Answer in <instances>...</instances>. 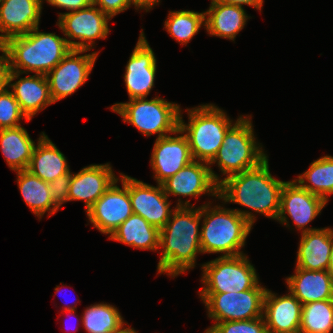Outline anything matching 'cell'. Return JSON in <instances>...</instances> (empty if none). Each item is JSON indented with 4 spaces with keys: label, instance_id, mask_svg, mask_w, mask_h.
I'll use <instances>...</instances> for the list:
<instances>
[{
    "label": "cell",
    "instance_id": "6da1fadb",
    "mask_svg": "<svg viewBox=\"0 0 333 333\" xmlns=\"http://www.w3.org/2000/svg\"><path fill=\"white\" fill-rule=\"evenodd\" d=\"M189 202L184 204L178 199L170 219L160 229L159 247L163 249L157 265L160 274L175 277L184 273L195 267L197 253H202L199 231L202 206L194 209Z\"/></svg>",
    "mask_w": 333,
    "mask_h": 333
},
{
    "label": "cell",
    "instance_id": "7a4b0ae2",
    "mask_svg": "<svg viewBox=\"0 0 333 333\" xmlns=\"http://www.w3.org/2000/svg\"><path fill=\"white\" fill-rule=\"evenodd\" d=\"M284 184L271 175L267 157L255 168L223 178L218 198L277 220Z\"/></svg>",
    "mask_w": 333,
    "mask_h": 333
},
{
    "label": "cell",
    "instance_id": "3957f363",
    "mask_svg": "<svg viewBox=\"0 0 333 333\" xmlns=\"http://www.w3.org/2000/svg\"><path fill=\"white\" fill-rule=\"evenodd\" d=\"M2 45L10 71L19 74L35 72L47 75L71 50L66 38L40 32L39 26L26 34L6 39Z\"/></svg>",
    "mask_w": 333,
    "mask_h": 333
},
{
    "label": "cell",
    "instance_id": "277c9868",
    "mask_svg": "<svg viewBox=\"0 0 333 333\" xmlns=\"http://www.w3.org/2000/svg\"><path fill=\"white\" fill-rule=\"evenodd\" d=\"M209 205H202L201 252L224 253L222 257L242 255L240 250L256 217L249 211Z\"/></svg>",
    "mask_w": 333,
    "mask_h": 333
},
{
    "label": "cell",
    "instance_id": "5b68a950",
    "mask_svg": "<svg viewBox=\"0 0 333 333\" xmlns=\"http://www.w3.org/2000/svg\"><path fill=\"white\" fill-rule=\"evenodd\" d=\"M189 123L180 112L179 130L188 139L193 160L210 163L222 146L227 130L233 125L227 114L213 104L186 109Z\"/></svg>",
    "mask_w": 333,
    "mask_h": 333
},
{
    "label": "cell",
    "instance_id": "8992f818",
    "mask_svg": "<svg viewBox=\"0 0 333 333\" xmlns=\"http://www.w3.org/2000/svg\"><path fill=\"white\" fill-rule=\"evenodd\" d=\"M250 118L240 116L237 119L227 130L222 146L209 163L217 162L226 177L255 168L268 157L256 143Z\"/></svg>",
    "mask_w": 333,
    "mask_h": 333
},
{
    "label": "cell",
    "instance_id": "52a82bcc",
    "mask_svg": "<svg viewBox=\"0 0 333 333\" xmlns=\"http://www.w3.org/2000/svg\"><path fill=\"white\" fill-rule=\"evenodd\" d=\"M111 110L146 136L158 133L157 138H161L179 130L180 106L160 97L130 99L126 103H115Z\"/></svg>",
    "mask_w": 333,
    "mask_h": 333
},
{
    "label": "cell",
    "instance_id": "ba28073f",
    "mask_svg": "<svg viewBox=\"0 0 333 333\" xmlns=\"http://www.w3.org/2000/svg\"><path fill=\"white\" fill-rule=\"evenodd\" d=\"M200 293L242 292L252 289L259 281L247 255L218 257L202 265Z\"/></svg>",
    "mask_w": 333,
    "mask_h": 333
},
{
    "label": "cell",
    "instance_id": "9c48e42d",
    "mask_svg": "<svg viewBox=\"0 0 333 333\" xmlns=\"http://www.w3.org/2000/svg\"><path fill=\"white\" fill-rule=\"evenodd\" d=\"M258 282L252 289L242 292L199 293L208 317L217 321L249 320L263 317L266 288Z\"/></svg>",
    "mask_w": 333,
    "mask_h": 333
},
{
    "label": "cell",
    "instance_id": "30bf717a",
    "mask_svg": "<svg viewBox=\"0 0 333 333\" xmlns=\"http://www.w3.org/2000/svg\"><path fill=\"white\" fill-rule=\"evenodd\" d=\"M110 19L106 13L92 4L77 11L60 13L57 25L69 39L80 40L77 42L66 39L71 49L89 51L95 44V39L107 37Z\"/></svg>",
    "mask_w": 333,
    "mask_h": 333
},
{
    "label": "cell",
    "instance_id": "8fae6325",
    "mask_svg": "<svg viewBox=\"0 0 333 333\" xmlns=\"http://www.w3.org/2000/svg\"><path fill=\"white\" fill-rule=\"evenodd\" d=\"M84 52L71 49L46 75L54 103L72 95L88 79L99 52L78 56Z\"/></svg>",
    "mask_w": 333,
    "mask_h": 333
},
{
    "label": "cell",
    "instance_id": "7c38bea8",
    "mask_svg": "<svg viewBox=\"0 0 333 333\" xmlns=\"http://www.w3.org/2000/svg\"><path fill=\"white\" fill-rule=\"evenodd\" d=\"M120 175L121 182L128 187L133 213L159 230L162 229L174 211L170 208L171 203L162 185L154 187L122 173Z\"/></svg>",
    "mask_w": 333,
    "mask_h": 333
},
{
    "label": "cell",
    "instance_id": "4fadbf2b",
    "mask_svg": "<svg viewBox=\"0 0 333 333\" xmlns=\"http://www.w3.org/2000/svg\"><path fill=\"white\" fill-rule=\"evenodd\" d=\"M327 202L302 188L295 180L285 182L281 191L280 211L277 220L288 225L286 213L302 233L316 230L306 227L321 213Z\"/></svg>",
    "mask_w": 333,
    "mask_h": 333
},
{
    "label": "cell",
    "instance_id": "5bb4252c",
    "mask_svg": "<svg viewBox=\"0 0 333 333\" xmlns=\"http://www.w3.org/2000/svg\"><path fill=\"white\" fill-rule=\"evenodd\" d=\"M115 181L109 189L86 212L90 223L103 234L111 235L133 214L128 187L122 189Z\"/></svg>",
    "mask_w": 333,
    "mask_h": 333
},
{
    "label": "cell",
    "instance_id": "9a60e30c",
    "mask_svg": "<svg viewBox=\"0 0 333 333\" xmlns=\"http://www.w3.org/2000/svg\"><path fill=\"white\" fill-rule=\"evenodd\" d=\"M221 179L216 175L208 163L193 160L175 175L161 183L164 193L174 196H191L197 198L201 194H212L218 197Z\"/></svg>",
    "mask_w": 333,
    "mask_h": 333
},
{
    "label": "cell",
    "instance_id": "2e32d148",
    "mask_svg": "<svg viewBox=\"0 0 333 333\" xmlns=\"http://www.w3.org/2000/svg\"><path fill=\"white\" fill-rule=\"evenodd\" d=\"M126 65L124 81L130 99L146 98L154 86L156 58L143 31Z\"/></svg>",
    "mask_w": 333,
    "mask_h": 333
},
{
    "label": "cell",
    "instance_id": "e0dca14e",
    "mask_svg": "<svg viewBox=\"0 0 333 333\" xmlns=\"http://www.w3.org/2000/svg\"><path fill=\"white\" fill-rule=\"evenodd\" d=\"M177 134L181 135H168L155 141L150 161L158 184L193 161L187 137L180 130Z\"/></svg>",
    "mask_w": 333,
    "mask_h": 333
},
{
    "label": "cell",
    "instance_id": "ac0fdd59",
    "mask_svg": "<svg viewBox=\"0 0 333 333\" xmlns=\"http://www.w3.org/2000/svg\"><path fill=\"white\" fill-rule=\"evenodd\" d=\"M117 180L109 163L91 164L77 174L71 173L68 201L83 200L87 212Z\"/></svg>",
    "mask_w": 333,
    "mask_h": 333
},
{
    "label": "cell",
    "instance_id": "d6986e66",
    "mask_svg": "<svg viewBox=\"0 0 333 333\" xmlns=\"http://www.w3.org/2000/svg\"><path fill=\"white\" fill-rule=\"evenodd\" d=\"M302 306L291 292L277 297L267 289L263 302V318L267 332L299 333Z\"/></svg>",
    "mask_w": 333,
    "mask_h": 333
},
{
    "label": "cell",
    "instance_id": "ffe728a7",
    "mask_svg": "<svg viewBox=\"0 0 333 333\" xmlns=\"http://www.w3.org/2000/svg\"><path fill=\"white\" fill-rule=\"evenodd\" d=\"M42 3L43 0H2L0 2V44L10 37L26 34L37 27Z\"/></svg>",
    "mask_w": 333,
    "mask_h": 333
},
{
    "label": "cell",
    "instance_id": "44dd1931",
    "mask_svg": "<svg viewBox=\"0 0 333 333\" xmlns=\"http://www.w3.org/2000/svg\"><path fill=\"white\" fill-rule=\"evenodd\" d=\"M19 76L18 72L10 71L8 87H12L11 92L19 103L21 111L31 120L38 111L54 103L50 95L49 82L46 75L35 74L11 83Z\"/></svg>",
    "mask_w": 333,
    "mask_h": 333
},
{
    "label": "cell",
    "instance_id": "7402d4cb",
    "mask_svg": "<svg viewBox=\"0 0 333 333\" xmlns=\"http://www.w3.org/2000/svg\"><path fill=\"white\" fill-rule=\"evenodd\" d=\"M333 243V229L321 228L302 233L296 267L310 271L326 270Z\"/></svg>",
    "mask_w": 333,
    "mask_h": 333
},
{
    "label": "cell",
    "instance_id": "603a6c76",
    "mask_svg": "<svg viewBox=\"0 0 333 333\" xmlns=\"http://www.w3.org/2000/svg\"><path fill=\"white\" fill-rule=\"evenodd\" d=\"M285 280L290 292L302 305L333 299V281L326 270L310 271L296 267L295 274Z\"/></svg>",
    "mask_w": 333,
    "mask_h": 333
},
{
    "label": "cell",
    "instance_id": "cb8c5ba5",
    "mask_svg": "<svg viewBox=\"0 0 333 333\" xmlns=\"http://www.w3.org/2000/svg\"><path fill=\"white\" fill-rule=\"evenodd\" d=\"M27 170L48 183L70 172L66 157L44 132L34 148Z\"/></svg>",
    "mask_w": 333,
    "mask_h": 333
},
{
    "label": "cell",
    "instance_id": "d4e9b609",
    "mask_svg": "<svg viewBox=\"0 0 333 333\" xmlns=\"http://www.w3.org/2000/svg\"><path fill=\"white\" fill-rule=\"evenodd\" d=\"M205 27L209 35L233 40L244 28L247 19L245 10L241 6L211 3L205 11Z\"/></svg>",
    "mask_w": 333,
    "mask_h": 333
},
{
    "label": "cell",
    "instance_id": "484cf974",
    "mask_svg": "<svg viewBox=\"0 0 333 333\" xmlns=\"http://www.w3.org/2000/svg\"><path fill=\"white\" fill-rule=\"evenodd\" d=\"M160 230L137 214L129 216L109 236L110 240L121 242L133 248L158 250Z\"/></svg>",
    "mask_w": 333,
    "mask_h": 333
},
{
    "label": "cell",
    "instance_id": "4316f807",
    "mask_svg": "<svg viewBox=\"0 0 333 333\" xmlns=\"http://www.w3.org/2000/svg\"><path fill=\"white\" fill-rule=\"evenodd\" d=\"M0 146L11 170L28 169L36 145L25 128L20 125L0 129Z\"/></svg>",
    "mask_w": 333,
    "mask_h": 333
},
{
    "label": "cell",
    "instance_id": "83f0119b",
    "mask_svg": "<svg viewBox=\"0 0 333 333\" xmlns=\"http://www.w3.org/2000/svg\"><path fill=\"white\" fill-rule=\"evenodd\" d=\"M16 172L22 198L37 217L41 219L47 211L50 215L58 211L59 207L52 201L48 182L33 175L27 169Z\"/></svg>",
    "mask_w": 333,
    "mask_h": 333
},
{
    "label": "cell",
    "instance_id": "f1b7e54d",
    "mask_svg": "<svg viewBox=\"0 0 333 333\" xmlns=\"http://www.w3.org/2000/svg\"><path fill=\"white\" fill-rule=\"evenodd\" d=\"M305 180L308 181L306 184ZM295 181L305 190L328 202V196L333 194V157L326 155L313 161L309 169Z\"/></svg>",
    "mask_w": 333,
    "mask_h": 333
},
{
    "label": "cell",
    "instance_id": "f546056e",
    "mask_svg": "<svg viewBox=\"0 0 333 333\" xmlns=\"http://www.w3.org/2000/svg\"><path fill=\"white\" fill-rule=\"evenodd\" d=\"M125 323L117 308L107 303L87 307L82 316L87 333H113Z\"/></svg>",
    "mask_w": 333,
    "mask_h": 333
},
{
    "label": "cell",
    "instance_id": "4dcf8cb0",
    "mask_svg": "<svg viewBox=\"0 0 333 333\" xmlns=\"http://www.w3.org/2000/svg\"><path fill=\"white\" fill-rule=\"evenodd\" d=\"M333 299L315 301L302 306L299 333H331Z\"/></svg>",
    "mask_w": 333,
    "mask_h": 333
},
{
    "label": "cell",
    "instance_id": "1f68e13d",
    "mask_svg": "<svg viewBox=\"0 0 333 333\" xmlns=\"http://www.w3.org/2000/svg\"><path fill=\"white\" fill-rule=\"evenodd\" d=\"M205 18V12L170 11L164 27L171 37L182 45H186L198 33L201 26H205Z\"/></svg>",
    "mask_w": 333,
    "mask_h": 333
},
{
    "label": "cell",
    "instance_id": "d6a6232c",
    "mask_svg": "<svg viewBox=\"0 0 333 333\" xmlns=\"http://www.w3.org/2000/svg\"><path fill=\"white\" fill-rule=\"evenodd\" d=\"M8 89L0 93V129L20 126L19 121L22 118L30 121L21 111L13 93Z\"/></svg>",
    "mask_w": 333,
    "mask_h": 333
},
{
    "label": "cell",
    "instance_id": "836d02e7",
    "mask_svg": "<svg viewBox=\"0 0 333 333\" xmlns=\"http://www.w3.org/2000/svg\"><path fill=\"white\" fill-rule=\"evenodd\" d=\"M205 333H268L263 317L214 323Z\"/></svg>",
    "mask_w": 333,
    "mask_h": 333
},
{
    "label": "cell",
    "instance_id": "e575fe53",
    "mask_svg": "<svg viewBox=\"0 0 333 333\" xmlns=\"http://www.w3.org/2000/svg\"><path fill=\"white\" fill-rule=\"evenodd\" d=\"M71 180V172L58 177L49 182V190L51 192L52 201L60 208V206L68 201V191Z\"/></svg>",
    "mask_w": 333,
    "mask_h": 333
},
{
    "label": "cell",
    "instance_id": "d590c367",
    "mask_svg": "<svg viewBox=\"0 0 333 333\" xmlns=\"http://www.w3.org/2000/svg\"><path fill=\"white\" fill-rule=\"evenodd\" d=\"M131 4L135 6V9L140 8L134 0H93V5H98L99 9L110 18L125 11Z\"/></svg>",
    "mask_w": 333,
    "mask_h": 333
},
{
    "label": "cell",
    "instance_id": "8d00e7d4",
    "mask_svg": "<svg viewBox=\"0 0 333 333\" xmlns=\"http://www.w3.org/2000/svg\"><path fill=\"white\" fill-rule=\"evenodd\" d=\"M50 5L64 8L69 11H77L93 4V0H46Z\"/></svg>",
    "mask_w": 333,
    "mask_h": 333
},
{
    "label": "cell",
    "instance_id": "74e56055",
    "mask_svg": "<svg viewBox=\"0 0 333 333\" xmlns=\"http://www.w3.org/2000/svg\"><path fill=\"white\" fill-rule=\"evenodd\" d=\"M0 52H3L2 56H0V93H2L8 88L10 66L7 53L2 44H0Z\"/></svg>",
    "mask_w": 333,
    "mask_h": 333
},
{
    "label": "cell",
    "instance_id": "f35d334b",
    "mask_svg": "<svg viewBox=\"0 0 333 333\" xmlns=\"http://www.w3.org/2000/svg\"><path fill=\"white\" fill-rule=\"evenodd\" d=\"M211 3L230 4L241 7H243V4H246L260 10L262 9L263 0H211Z\"/></svg>",
    "mask_w": 333,
    "mask_h": 333
},
{
    "label": "cell",
    "instance_id": "ab89813d",
    "mask_svg": "<svg viewBox=\"0 0 333 333\" xmlns=\"http://www.w3.org/2000/svg\"><path fill=\"white\" fill-rule=\"evenodd\" d=\"M140 9L149 11L154 5L159 4L160 0H134Z\"/></svg>",
    "mask_w": 333,
    "mask_h": 333
},
{
    "label": "cell",
    "instance_id": "60d3db41",
    "mask_svg": "<svg viewBox=\"0 0 333 333\" xmlns=\"http://www.w3.org/2000/svg\"><path fill=\"white\" fill-rule=\"evenodd\" d=\"M326 272L331 277V279L333 281V243H332L330 257H329V264H328V267L326 269Z\"/></svg>",
    "mask_w": 333,
    "mask_h": 333
},
{
    "label": "cell",
    "instance_id": "b9f144b4",
    "mask_svg": "<svg viewBox=\"0 0 333 333\" xmlns=\"http://www.w3.org/2000/svg\"><path fill=\"white\" fill-rule=\"evenodd\" d=\"M123 327L124 326H122L118 331L113 332V333H138L136 330H134L131 327H125V328H123Z\"/></svg>",
    "mask_w": 333,
    "mask_h": 333
},
{
    "label": "cell",
    "instance_id": "7bdbcfd3",
    "mask_svg": "<svg viewBox=\"0 0 333 333\" xmlns=\"http://www.w3.org/2000/svg\"><path fill=\"white\" fill-rule=\"evenodd\" d=\"M54 290H56V293L57 292H60V286H57ZM58 294V293H57Z\"/></svg>",
    "mask_w": 333,
    "mask_h": 333
}]
</instances>
